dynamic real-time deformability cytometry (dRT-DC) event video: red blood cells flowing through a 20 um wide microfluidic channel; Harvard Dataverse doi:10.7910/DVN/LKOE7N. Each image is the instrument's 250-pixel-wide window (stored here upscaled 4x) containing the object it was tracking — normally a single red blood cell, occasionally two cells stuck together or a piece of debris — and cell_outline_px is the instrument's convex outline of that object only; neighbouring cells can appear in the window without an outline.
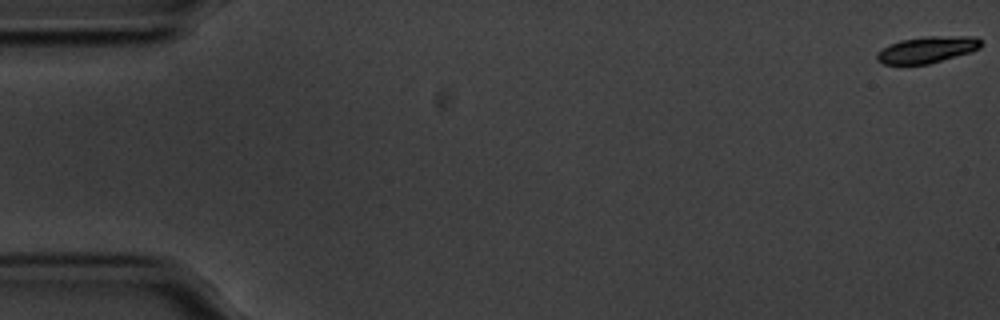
{"species": "common noctule bat (a hibernating species)", "species_latin": "Nyctalus noctula", "temperature_condition": "cold", "stored_images_in_passage": 58, "segment_of_instrument_passage": [1, 2], "camera_frame_rate_fps": 3000, "um_per_image_px": 0.085, "animal": {"sex": "male", "body_mass_g": 20.1, "forearm_length_mm": 53.5}, "frame": {"image": 1, "passage_image": 1, "time_ms": 0.0, "image_size_px": [1000, 320], "cell_outline_px": [[980, 48], [968, 52], [928, 64], [884, 64], [876, 60], [876, 56], [884, 48], [900, 40], [928, 36], [976, 36], [980, 40]], "centroid_in_image_um": [78.81, 4.21], "position_along_channel_um": 6.2, "area_um2": 15.66}}
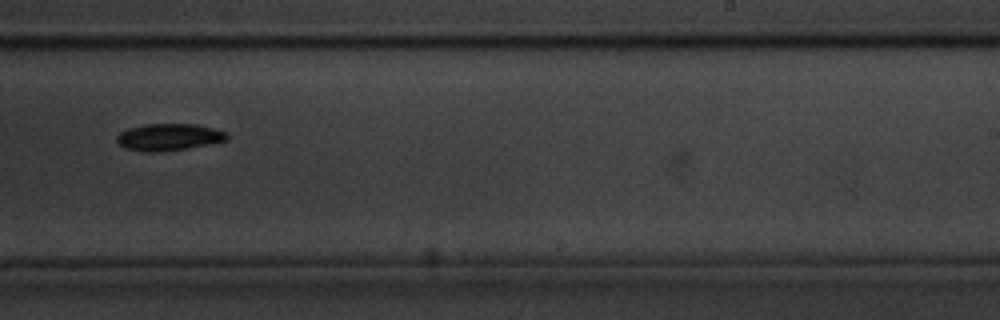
{"frame": {"image": 2, "passage_image": 36, "time_ms": 11.667, "image_size_px": [1000, 320], "cell_outline_px": [[228, 140], [188, 148], [160, 152], [144, 152], [124, 148], [116, 140], [116, 136], [120, 132], [128, 128], [144, 124], [196, 124], [228, 132]], "centroid_in_image_um": [14.34, 11.65], "position_along_channel_um": 274.7, "area_um2": 17.4}}
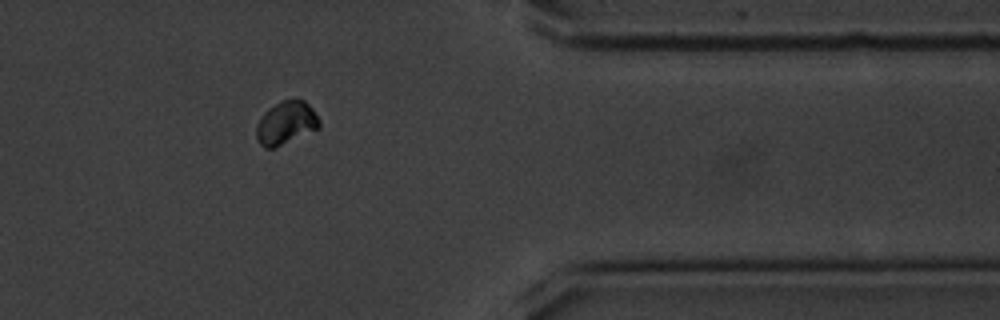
{"frame": {"image": 3, "passage_image": 47, "time_ms": 15.333, "image_size_px": [1000, 320], "cell_outline_px": [[320, 128], [272, 148], [264, 148], [260, 144], [256, 136], [256, 124], [264, 112], [268, 108], [280, 100], [304, 100], [312, 108], [320, 120]], "centroid_in_image_um": [24.3, 10.43], "position_along_channel_um": 387.1, "area_um2": 15.72}}